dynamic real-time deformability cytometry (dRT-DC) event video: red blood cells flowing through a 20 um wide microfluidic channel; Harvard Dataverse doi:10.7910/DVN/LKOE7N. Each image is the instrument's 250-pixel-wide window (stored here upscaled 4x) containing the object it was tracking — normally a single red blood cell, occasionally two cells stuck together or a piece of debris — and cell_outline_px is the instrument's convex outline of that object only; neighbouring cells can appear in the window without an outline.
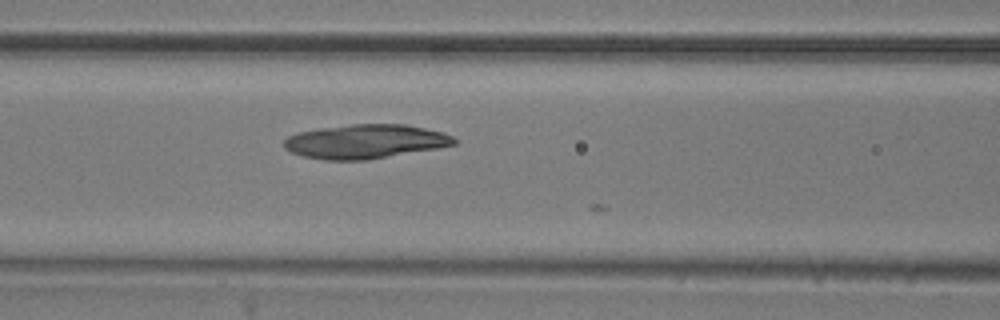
{"species": "common noctule bat (a hibernating species)", "species_latin": "Nyctalus noctula", "temperature_condition": "room temperature", "stored_images_in_passage": 23, "camera_frame_rate_fps": 3000, "um_per_image_px": 0.085, "animal": {"sex": "male", "body_mass_g": 20.5, "forearm_length_mm": 52.5}, "frame": {"image": 1, "passage_image": 22, "time_ms": 7.0, "image_size_px": [1000, 320], "cell_outline_px": [[456, 144], [436, 148], [368, 160], [324, 160], [304, 156], [292, 152], [284, 148], [284, 140], [288, 136], [300, 132], [320, 128], [352, 124], [404, 124], [424, 128], [440, 132], [452, 136], [456, 140]], "centroid_in_image_um": [31.03, 12.03], "position_along_channel_um": 135.6, "area_um2": 33.52}}